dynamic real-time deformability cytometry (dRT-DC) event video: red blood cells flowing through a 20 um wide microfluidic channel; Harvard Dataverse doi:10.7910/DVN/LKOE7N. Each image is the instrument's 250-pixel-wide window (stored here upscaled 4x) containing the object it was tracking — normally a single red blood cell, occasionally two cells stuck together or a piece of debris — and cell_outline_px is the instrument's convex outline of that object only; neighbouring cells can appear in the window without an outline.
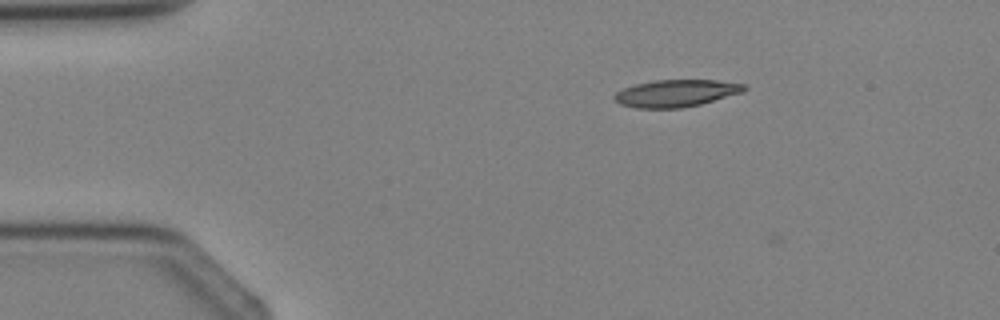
{"species": "Egyptian fruit bat (a non-hibernating species)", "species_latin": "Rousettus aegyptiacus", "temperature_condition": "cold", "stored_images_in_passage": 4, "camera_frame_rate_fps": 3000, "um_per_image_px": 0.085, "animal": {"sex": "female"}, "frame": {"image": 1, "passage_image": 3, "time_ms": 2.333, "image_size_px": [1000, 320], "cell_outline_px": [[748, 88], [744, 92], [700, 104], [680, 108], [636, 108], [620, 104], [612, 96], [616, 92], [624, 88], [636, 84], [656, 80], [716, 80], [748, 84]], "centroid_in_image_um": [57.51, 7.92], "position_along_channel_um": 27.5, "area_um2": 20.58}}